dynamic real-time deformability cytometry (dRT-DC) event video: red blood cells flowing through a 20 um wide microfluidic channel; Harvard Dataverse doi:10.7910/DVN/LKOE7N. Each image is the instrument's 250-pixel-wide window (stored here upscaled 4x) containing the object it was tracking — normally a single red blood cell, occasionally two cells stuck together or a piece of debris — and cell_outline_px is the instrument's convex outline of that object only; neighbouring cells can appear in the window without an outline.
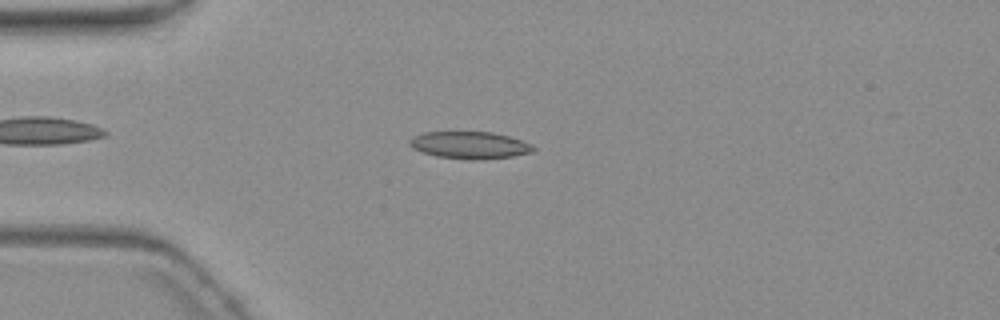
{"species": "common noctule bat (a hibernating species)", "species_latin": "Nyctalus noctula", "temperature_condition": "warm", "stored_images_in_passage": 6, "camera_frame_rate_fps": 3000, "um_per_image_px": 0.085, "animal": {"sex": "female", "body_mass_g": 19.3, "forearm_length_mm": 54.1}, "frame": {"image": 1, "passage_image": 3, "time_ms": 2.333, "image_size_px": [1000, 320], "cell_outline_px": [[536, 148], [532, 152], [512, 156], [480, 160], [468, 160], [436, 156], [412, 148], [408, 144], [408, 140], [412, 136], [424, 132], [492, 132], [508, 136], [532, 144]], "centroid_in_image_um": [39.9, 12.34], "position_along_channel_um": 45.1, "area_um2": 19.65}}
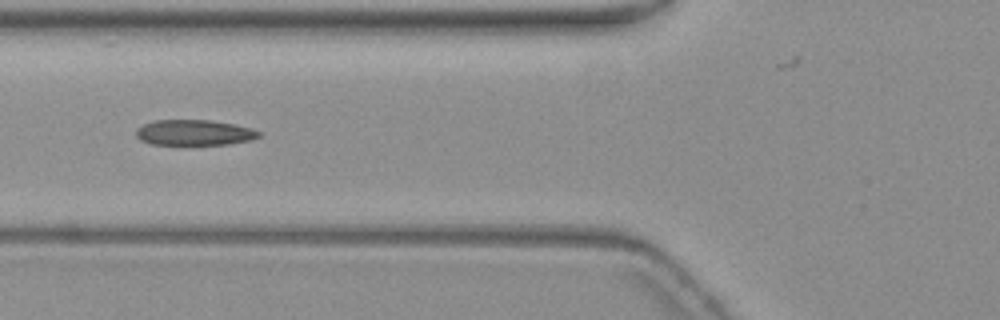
{"frame": {"image": 2, "passage_image": 5, "time_ms": 4.667, "image_size_px": [1000, 320], "cell_outline_px": [[260, 136], [252, 140], [228, 144], [192, 148], [152, 144], [140, 140], [136, 136], [136, 128], [144, 124], [156, 120], [208, 120], [232, 124], [252, 128], [260, 132]], "centroid_in_image_um": [16.49, 11.33], "position_along_channel_um": 109.3, "area_um2": 19.25}}
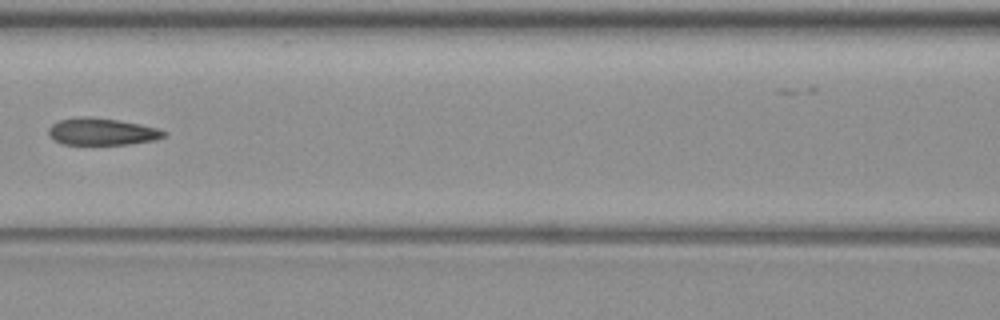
{"frame": {"image": 3, "passage_image": 6, "time_ms": 6.0, "image_size_px": [1000, 320], "cell_outline_px": [[168, 132], [164, 136], [156, 140], [128, 144], [64, 144], [52, 140], [48, 136], [48, 128], [52, 124], [60, 120], [80, 116], [88, 116], [120, 120], [140, 124], [156, 128]], "centroid_in_image_um": [8.63, 11.18], "position_along_channel_um": 158.0, "area_um2": 18.26}}